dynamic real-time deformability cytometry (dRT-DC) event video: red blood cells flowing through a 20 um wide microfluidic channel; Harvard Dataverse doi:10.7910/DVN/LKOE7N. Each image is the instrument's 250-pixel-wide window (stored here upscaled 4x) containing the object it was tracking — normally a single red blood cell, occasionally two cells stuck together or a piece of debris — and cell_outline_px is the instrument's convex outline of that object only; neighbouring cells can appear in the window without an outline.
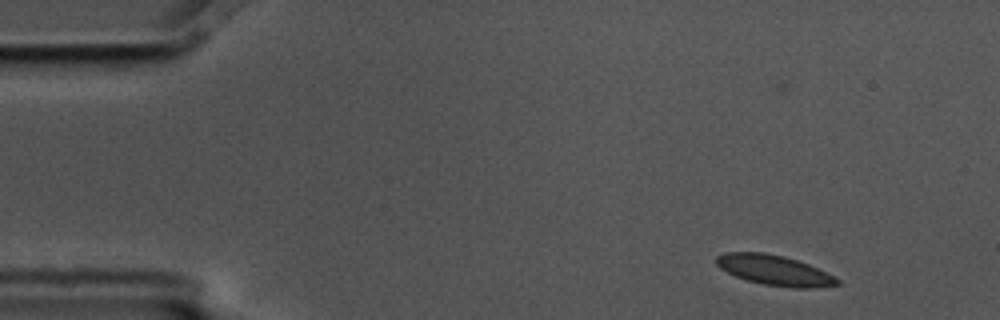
{"species": "common noctule bat (a hibernating species)", "species_latin": "Nyctalus noctula", "temperature_condition": "cold", "stored_images_in_passage": 4, "camera_frame_rate_fps": 3000, "um_per_image_px": 0.085, "animal": {"sex": "male", "body_mass_g": 17.5, "forearm_length_mm": 52.3}, "frame": {"image": 1, "passage_image": 1, "time_ms": 0.0, "image_size_px": [1000, 320], "cell_outline_px": [[840, 284], [812, 288], [796, 288], [764, 284], [748, 280], [736, 276], [720, 268], [716, 264], [716, 256], [724, 252], [764, 252], [784, 256], [808, 264], [840, 280]], "centroid_in_image_um": [65.79, 22.96], "position_along_channel_um": 19.2, "area_um2": 20.92}}
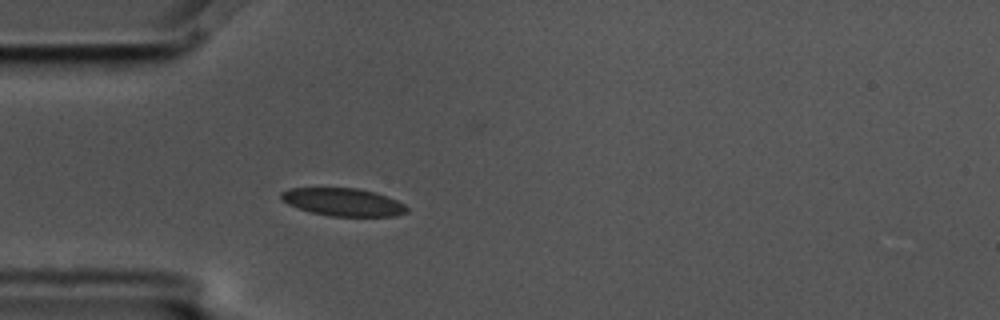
{"frame": {"image": 2, "passage_image": 4, "time_ms": 1.0, "image_size_px": [1000, 320], "cell_outline_px": [[408, 212], [396, 216], [328, 216], [312, 212], [288, 204], [280, 200], [280, 192], [288, 188], [356, 188], [376, 192], [396, 200], [404, 204], [408, 208]], "centroid_in_image_um": [29.16, 17.17], "position_along_channel_um": 55.8, "area_um2": 20.4}}